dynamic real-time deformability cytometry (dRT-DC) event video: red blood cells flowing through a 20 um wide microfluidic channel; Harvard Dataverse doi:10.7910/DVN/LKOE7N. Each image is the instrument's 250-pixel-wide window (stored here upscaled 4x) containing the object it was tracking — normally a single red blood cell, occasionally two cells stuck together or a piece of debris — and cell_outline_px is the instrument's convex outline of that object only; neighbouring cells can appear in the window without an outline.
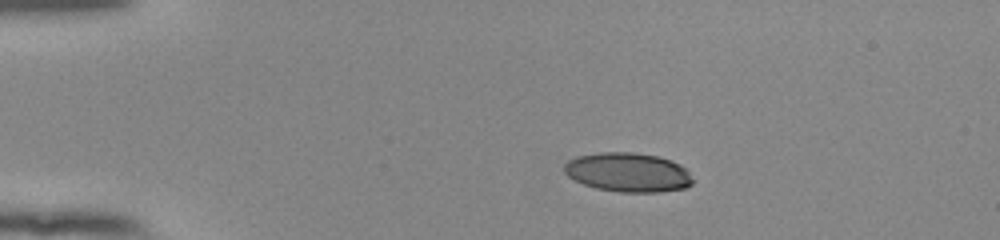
{"species": "human", "species_latin": "Homo sapiens", "temperature_condition": "room temperature", "stored_images_in_passage": 44, "camera_frame_rate_fps": 3000, "um_per_image_px": 0.085, "donor": {"sex": "female"}, "frame": {"image": 1, "passage_image": 1, "time_ms": 0.0, "image_size_px": [1000, 240], "cell_outline_px": [[696, 180], [692, 184], [684, 188], [660, 192], [620, 192], [596, 188], [584, 184], [568, 176], [564, 172], [564, 164], [568, 160], [576, 156], [600, 152], [632, 152], [660, 156], [672, 160], [680, 164]], "centroid_in_image_um": [53.4, 14.64], "position_along_channel_um": 31.6, "area_um2": 29.59}}
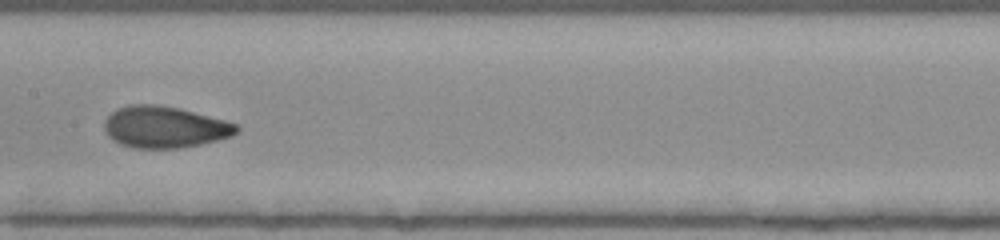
{"frame": {"image": 2, "passage_image": 19, "time_ms": 6.0, "image_size_px": [1000, 240], "cell_outline_px": [[240, 128], [232, 136], [200, 144], [180, 148], [132, 148], [120, 144], [112, 140], [108, 136], [104, 128], [104, 120], [116, 108], [132, 104], [156, 104], [180, 108], [224, 120], [236, 124]], "centroid_in_image_um": [13.95, 10.8], "position_along_channel_um": 193.4, "area_um2": 32.08}}
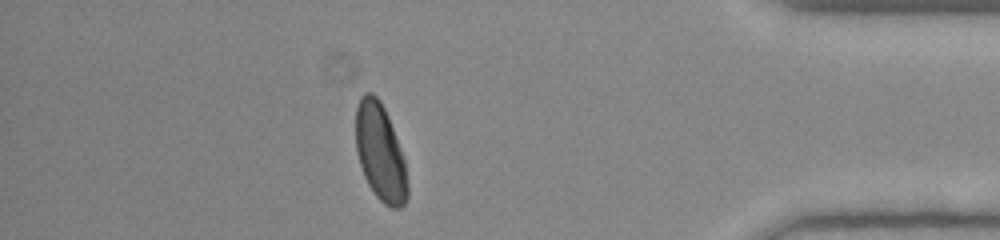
{"frame": {"image": 3, "passage_image": 38, "time_ms": 12.333, "image_size_px": [1000, 240], "cell_outline_px": [[408, 196], [404, 204], [400, 208], [392, 208], [384, 204], [376, 196], [368, 184], [364, 176], [356, 152], [356, 108], [360, 96], [364, 92], [372, 92], [380, 100], [388, 116], [400, 148], [404, 160], [408, 184]], "centroid_in_image_um": [32.31, 12.96], "position_along_channel_um": 402.9, "area_um2": 29.25}, "authors_computed_cell_mechanics": {"area_um2": 30.7785, "velocity_mm_per_s": 3.8645, "shape_relaxation_time_tau1_ms": 5.1024, "shape_relaxation_time_tau2_ms": 1.0009, "deformation_change_tau1": 0.1649, "deformation_change_tau2": 0.0535}}